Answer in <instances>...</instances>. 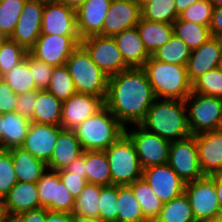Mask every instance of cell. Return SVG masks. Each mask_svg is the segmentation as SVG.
Segmentation results:
<instances>
[{"label":"cell","instance_id":"9a60e30c","mask_svg":"<svg viewBox=\"0 0 222 222\" xmlns=\"http://www.w3.org/2000/svg\"><path fill=\"white\" fill-rule=\"evenodd\" d=\"M41 34L79 35L76 11L57 0H46L42 13Z\"/></svg>","mask_w":222,"mask_h":222},{"label":"cell","instance_id":"f1b7e54d","mask_svg":"<svg viewBox=\"0 0 222 222\" xmlns=\"http://www.w3.org/2000/svg\"><path fill=\"white\" fill-rule=\"evenodd\" d=\"M85 170L88 183L112 185L110 165L105 151H85Z\"/></svg>","mask_w":222,"mask_h":222},{"label":"cell","instance_id":"4316f807","mask_svg":"<svg viewBox=\"0 0 222 222\" xmlns=\"http://www.w3.org/2000/svg\"><path fill=\"white\" fill-rule=\"evenodd\" d=\"M146 50L152 55L172 37L173 24L152 22L141 18L136 25Z\"/></svg>","mask_w":222,"mask_h":222},{"label":"cell","instance_id":"003e7915","mask_svg":"<svg viewBox=\"0 0 222 222\" xmlns=\"http://www.w3.org/2000/svg\"><path fill=\"white\" fill-rule=\"evenodd\" d=\"M7 37L0 31V44L3 43Z\"/></svg>","mask_w":222,"mask_h":222},{"label":"cell","instance_id":"44dd1931","mask_svg":"<svg viewBox=\"0 0 222 222\" xmlns=\"http://www.w3.org/2000/svg\"><path fill=\"white\" fill-rule=\"evenodd\" d=\"M112 0H86L77 10V31L80 39L101 35L102 26Z\"/></svg>","mask_w":222,"mask_h":222},{"label":"cell","instance_id":"680465c9","mask_svg":"<svg viewBox=\"0 0 222 222\" xmlns=\"http://www.w3.org/2000/svg\"><path fill=\"white\" fill-rule=\"evenodd\" d=\"M198 1L199 0H175L178 15L185 11L190 5Z\"/></svg>","mask_w":222,"mask_h":222},{"label":"cell","instance_id":"603a6c76","mask_svg":"<svg viewBox=\"0 0 222 222\" xmlns=\"http://www.w3.org/2000/svg\"><path fill=\"white\" fill-rule=\"evenodd\" d=\"M3 210L23 213L41 208L36 183L17 182L2 200Z\"/></svg>","mask_w":222,"mask_h":222},{"label":"cell","instance_id":"d6986e66","mask_svg":"<svg viewBox=\"0 0 222 222\" xmlns=\"http://www.w3.org/2000/svg\"><path fill=\"white\" fill-rule=\"evenodd\" d=\"M222 57V39L210 37L200 47L192 50L186 70L189 82L192 84L198 77L209 70L219 67Z\"/></svg>","mask_w":222,"mask_h":222},{"label":"cell","instance_id":"bcb514c9","mask_svg":"<svg viewBox=\"0 0 222 222\" xmlns=\"http://www.w3.org/2000/svg\"><path fill=\"white\" fill-rule=\"evenodd\" d=\"M56 171L47 169L42 177L37 181L36 186L42 208H48L55 199L56 185L59 181Z\"/></svg>","mask_w":222,"mask_h":222},{"label":"cell","instance_id":"c3c4849f","mask_svg":"<svg viewBox=\"0 0 222 222\" xmlns=\"http://www.w3.org/2000/svg\"><path fill=\"white\" fill-rule=\"evenodd\" d=\"M59 179L64 183L70 194L76 199L83 188L87 185V179L83 178V174H76L66 171L64 168L56 171Z\"/></svg>","mask_w":222,"mask_h":222},{"label":"cell","instance_id":"a7ac6f4b","mask_svg":"<svg viewBox=\"0 0 222 222\" xmlns=\"http://www.w3.org/2000/svg\"><path fill=\"white\" fill-rule=\"evenodd\" d=\"M3 205H2V200H0V217H1V214L3 213Z\"/></svg>","mask_w":222,"mask_h":222},{"label":"cell","instance_id":"7a4b0ae2","mask_svg":"<svg viewBox=\"0 0 222 222\" xmlns=\"http://www.w3.org/2000/svg\"><path fill=\"white\" fill-rule=\"evenodd\" d=\"M139 125L170 142L191 135L184 100L156 98Z\"/></svg>","mask_w":222,"mask_h":222},{"label":"cell","instance_id":"8fae6325","mask_svg":"<svg viewBox=\"0 0 222 222\" xmlns=\"http://www.w3.org/2000/svg\"><path fill=\"white\" fill-rule=\"evenodd\" d=\"M80 44L90 54L92 61L109 77L129 68L111 36H90L82 39Z\"/></svg>","mask_w":222,"mask_h":222},{"label":"cell","instance_id":"2e32d148","mask_svg":"<svg viewBox=\"0 0 222 222\" xmlns=\"http://www.w3.org/2000/svg\"><path fill=\"white\" fill-rule=\"evenodd\" d=\"M141 8L134 0H112L103 21L102 36H111L136 27Z\"/></svg>","mask_w":222,"mask_h":222},{"label":"cell","instance_id":"7c38bea8","mask_svg":"<svg viewBox=\"0 0 222 222\" xmlns=\"http://www.w3.org/2000/svg\"><path fill=\"white\" fill-rule=\"evenodd\" d=\"M80 43L79 35L41 34L28 52L46 64L60 66Z\"/></svg>","mask_w":222,"mask_h":222},{"label":"cell","instance_id":"74e56055","mask_svg":"<svg viewBox=\"0 0 222 222\" xmlns=\"http://www.w3.org/2000/svg\"><path fill=\"white\" fill-rule=\"evenodd\" d=\"M46 90L62 102L76 93L73 79L65 64L54 66L51 81Z\"/></svg>","mask_w":222,"mask_h":222},{"label":"cell","instance_id":"f546056e","mask_svg":"<svg viewBox=\"0 0 222 222\" xmlns=\"http://www.w3.org/2000/svg\"><path fill=\"white\" fill-rule=\"evenodd\" d=\"M128 186L132 189L136 199L138 200L143 211L144 218L148 222L155 221L162 209L163 202L153 192L150 185L141 178Z\"/></svg>","mask_w":222,"mask_h":222},{"label":"cell","instance_id":"b9f144b4","mask_svg":"<svg viewBox=\"0 0 222 222\" xmlns=\"http://www.w3.org/2000/svg\"><path fill=\"white\" fill-rule=\"evenodd\" d=\"M118 185L102 186L99 196V220L117 222Z\"/></svg>","mask_w":222,"mask_h":222},{"label":"cell","instance_id":"4fadbf2b","mask_svg":"<svg viewBox=\"0 0 222 222\" xmlns=\"http://www.w3.org/2000/svg\"><path fill=\"white\" fill-rule=\"evenodd\" d=\"M46 0H26L14 29L12 40L27 51L36 43L41 35L42 13Z\"/></svg>","mask_w":222,"mask_h":222},{"label":"cell","instance_id":"cb8c5ba5","mask_svg":"<svg viewBox=\"0 0 222 222\" xmlns=\"http://www.w3.org/2000/svg\"><path fill=\"white\" fill-rule=\"evenodd\" d=\"M83 148L73 130L62 129L59 132L55 148L47 168L57 171L83 154Z\"/></svg>","mask_w":222,"mask_h":222},{"label":"cell","instance_id":"f6af8a7d","mask_svg":"<svg viewBox=\"0 0 222 222\" xmlns=\"http://www.w3.org/2000/svg\"><path fill=\"white\" fill-rule=\"evenodd\" d=\"M214 6L209 0H199L190 5L179 17L204 26H209L213 14Z\"/></svg>","mask_w":222,"mask_h":222},{"label":"cell","instance_id":"be15d7a7","mask_svg":"<svg viewBox=\"0 0 222 222\" xmlns=\"http://www.w3.org/2000/svg\"><path fill=\"white\" fill-rule=\"evenodd\" d=\"M140 8H142L144 5H146L149 2H152L153 0H134Z\"/></svg>","mask_w":222,"mask_h":222},{"label":"cell","instance_id":"89a4df30","mask_svg":"<svg viewBox=\"0 0 222 222\" xmlns=\"http://www.w3.org/2000/svg\"><path fill=\"white\" fill-rule=\"evenodd\" d=\"M220 71L222 72V57H221V60H220V64H219V67Z\"/></svg>","mask_w":222,"mask_h":222},{"label":"cell","instance_id":"7402d4cb","mask_svg":"<svg viewBox=\"0 0 222 222\" xmlns=\"http://www.w3.org/2000/svg\"><path fill=\"white\" fill-rule=\"evenodd\" d=\"M129 68H143L151 56L146 50L137 27L127 29L113 36Z\"/></svg>","mask_w":222,"mask_h":222},{"label":"cell","instance_id":"9c48e42d","mask_svg":"<svg viewBox=\"0 0 222 222\" xmlns=\"http://www.w3.org/2000/svg\"><path fill=\"white\" fill-rule=\"evenodd\" d=\"M185 193L196 222H211L220 213L214 175L186 183Z\"/></svg>","mask_w":222,"mask_h":222},{"label":"cell","instance_id":"8d00e7d4","mask_svg":"<svg viewBox=\"0 0 222 222\" xmlns=\"http://www.w3.org/2000/svg\"><path fill=\"white\" fill-rule=\"evenodd\" d=\"M2 79L8 83L17 95L38 90L29 71L28 62L25 59L4 74Z\"/></svg>","mask_w":222,"mask_h":222},{"label":"cell","instance_id":"f907efd6","mask_svg":"<svg viewBox=\"0 0 222 222\" xmlns=\"http://www.w3.org/2000/svg\"><path fill=\"white\" fill-rule=\"evenodd\" d=\"M18 95L4 79H0V113H12L15 111Z\"/></svg>","mask_w":222,"mask_h":222},{"label":"cell","instance_id":"4dcf8cb0","mask_svg":"<svg viewBox=\"0 0 222 222\" xmlns=\"http://www.w3.org/2000/svg\"><path fill=\"white\" fill-rule=\"evenodd\" d=\"M173 33L182 39L191 51L200 47L211 37L209 26L182 20L180 17L173 23Z\"/></svg>","mask_w":222,"mask_h":222},{"label":"cell","instance_id":"ba28073f","mask_svg":"<svg viewBox=\"0 0 222 222\" xmlns=\"http://www.w3.org/2000/svg\"><path fill=\"white\" fill-rule=\"evenodd\" d=\"M130 129L126 127L125 133L134 143L142 169L168 164L170 141L147 131L140 125H130Z\"/></svg>","mask_w":222,"mask_h":222},{"label":"cell","instance_id":"e575fe53","mask_svg":"<svg viewBox=\"0 0 222 222\" xmlns=\"http://www.w3.org/2000/svg\"><path fill=\"white\" fill-rule=\"evenodd\" d=\"M102 185L87 183L75 199L73 213L99 220V196Z\"/></svg>","mask_w":222,"mask_h":222},{"label":"cell","instance_id":"f5cc1de1","mask_svg":"<svg viewBox=\"0 0 222 222\" xmlns=\"http://www.w3.org/2000/svg\"><path fill=\"white\" fill-rule=\"evenodd\" d=\"M64 169L76 174H83V178L87 179V173L85 170V151H83V154L78 156L75 160L71 161L66 167H64Z\"/></svg>","mask_w":222,"mask_h":222},{"label":"cell","instance_id":"836d02e7","mask_svg":"<svg viewBox=\"0 0 222 222\" xmlns=\"http://www.w3.org/2000/svg\"><path fill=\"white\" fill-rule=\"evenodd\" d=\"M191 50L187 44L175 34L170 40L156 50L151 56L159 61L186 66Z\"/></svg>","mask_w":222,"mask_h":222},{"label":"cell","instance_id":"681fc988","mask_svg":"<svg viewBox=\"0 0 222 222\" xmlns=\"http://www.w3.org/2000/svg\"><path fill=\"white\" fill-rule=\"evenodd\" d=\"M36 100L37 90L18 95L14 112L32 121Z\"/></svg>","mask_w":222,"mask_h":222},{"label":"cell","instance_id":"8992f818","mask_svg":"<svg viewBox=\"0 0 222 222\" xmlns=\"http://www.w3.org/2000/svg\"><path fill=\"white\" fill-rule=\"evenodd\" d=\"M105 153L110 165L112 185H130L142 178L143 169L134 143L126 133L111 144Z\"/></svg>","mask_w":222,"mask_h":222},{"label":"cell","instance_id":"11a10c76","mask_svg":"<svg viewBox=\"0 0 222 222\" xmlns=\"http://www.w3.org/2000/svg\"><path fill=\"white\" fill-rule=\"evenodd\" d=\"M71 213L50 211L46 208V221L45 222H70Z\"/></svg>","mask_w":222,"mask_h":222},{"label":"cell","instance_id":"277c9868","mask_svg":"<svg viewBox=\"0 0 222 222\" xmlns=\"http://www.w3.org/2000/svg\"><path fill=\"white\" fill-rule=\"evenodd\" d=\"M73 131L84 151H105L125 133V127L104 105Z\"/></svg>","mask_w":222,"mask_h":222},{"label":"cell","instance_id":"816d5d0a","mask_svg":"<svg viewBox=\"0 0 222 222\" xmlns=\"http://www.w3.org/2000/svg\"><path fill=\"white\" fill-rule=\"evenodd\" d=\"M209 29L212 37L222 39V7L213 9Z\"/></svg>","mask_w":222,"mask_h":222},{"label":"cell","instance_id":"7dc6e473","mask_svg":"<svg viewBox=\"0 0 222 222\" xmlns=\"http://www.w3.org/2000/svg\"><path fill=\"white\" fill-rule=\"evenodd\" d=\"M75 205V198L67 190L64 183L59 180L56 185L55 199L47 208L50 211L72 213Z\"/></svg>","mask_w":222,"mask_h":222},{"label":"cell","instance_id":"6f0895ef","mask_svg":"<svg viewBox=\"0 0 222 222\" xmlns=\"http://www.w3.org/2000/svg\"><path fill=\"white\" fill-rule=\"evenodd\" d=\"M0 222H22L21 214L3 211Z\"/></svg>","mask_w":222,"mask_h":222},{"label":"cell","instance_id":"484cf974","mask_svg":"<svg viewBox=\"0 0 222 222\" xmlns=\"http://www.w3.org/2000/svg\"><path fill=\"white\" fill-rule=\"evenodd\" d=\"M63 102L47 90H37L32 122L61 126Z\"/></svg>","mask_w":222,"mask_h":222},{"label":"cell","instance_id":"6125c7cd","mask_svg":"<svg viewBox=\"0 0 222 222\" xmlns=\"http://www.w3.org/2000/svg\"><path fill=\"white\" fill-rule=\"evenodd\" d=\"M3 114L0 113V149H3Z\"/></svg>","mask_w":222,"mask_h":222},{"label":"cell","instance_id":"9f6ffc18","mask_svg":"<svg viewBox=\"0 0 222 222\" xmlns=\"http://www.w3.org/2000/svg\"><path fill=\"white\" fill-rule=\"evenodd\" d=\"M214 183H215V189L217 192L220 212H222V173L214 175Z\"/></svg>","mask_w":222,"mask_h":222},{"label":"cell","instance_id":"60d3db41","mask_svg":"<svg viewBox=\"0 0 222 222\" xmlns=\"http://www.w3.org/2000/svg\"><path fill=\"white\" fill-rule=\"evenodd\" d=\"M192 92L222 98V72L215 68L202 74L192 83Z\"/></svg>","mask_w":222,"mask_h":222},{"label":"cell","instance_id":"6da1fadb","mask_svg":"<svg viewBox=\"0 0 222 222\" xmlns=\"http://www.w3.org/2000/svg\"><path fill=\"white\" fill-rule=\"evenodd\" d=\"M143 68H128L108 79L105 106L126 128L139 125L155 100Z\"/></svg>","mask_w":222,"mask_h":222},{"label":"cell","instance_id":"ac0fdd59","mask_svg":"<svg viewBox=\"0 0 222 222\" xmlns=\"http://www.w3.org/2000/svg\"><path fill=\"white\" fill-rule=\"evenodd\" d=\"M62 129V126L31 122L21 148L47 164L52 157L59 132Z\"/></svg>","mask_w":222,"mask_h":222},{"label":"cell","instance_id":"f35d334b","mask_svg":"<svg viewBox=\"0 0 222 222\" xmlns=\"http://www.w3.org/2000/svg\"><path fill=\"white\" fill-rule=\"evenodd\" d=\"M26 0H0V31L10 38Z\"/></svg>","mask_w":222,"mask_h":222},{"label":"cell","instance_id":"db71d44e","mask_svg":"<svg viewBox=\"0 0 222 222\" xmlns=\"http://www.w3.org/2000/svg\"><path fill=\"white\" fill-rule=\"evenodd\" d=\"M21 214L22 222H45L46 208H39L35 210L26 211Z\"/></svg>","mask_w":222,"mask_h":222},{"label":"cell","instance_id":"30bf717a","mask_svg":"<svg viewBox=\"0 0 222 222\" xmlns=\"http://www.w3.org/2000/svg\"><path fill=\"white\" fill-rule=\"evenodd\" d=\"M168 165L185 183L205 176L199 165L195 135L171 142Z\"/></svg>","mask_w":222,"mask_h":222},{"label":"cell","instance_id":"d590c367","mask_svg":"<svg viewBox=\"0 0 222 222\" xmlns=\"http://www.w3.org/2000/svg\"><path fill=\"white\" fill-rule=\"evenodd\" d=\"M178 17L175 0H153L141 8V18L152 22L173 24Z\"/></svg>","mask_w":222,"mask_h":222},{"label":"cell","instance_id":"5b68a950","mask_svg":"<svg viewBox=\"0 0 222 222\" xmlns=\"http://www.w3.org/2000/svg\"><path fill=\"white\" fill-rule=\"evenodd\" d=\"M65 65L73 79L76 93L94 95L105 102L109 76L92 61L81 44L71 53Z\"/></svg>","mask_w":222,"mask_h":222},{"label":"cell","instance_id":"7bdbcfd3","mask_svg":"<svg viewBox=\"0 0 222 222\" xmlns=\"http://www.w3.org/2000/svg\"><path fill=\"white\" fill-rule=\"evenodd\" d=\"M17 182L10 151L0 149V200H3Z\"/></svg>","mask_w":222,"mask_h":222},{"label":"cell","instance_id":"ee69618b","mask_svg":"<svg viewBox=\"0 0 222 222\" xmlns=\"http://www.w3.org/2000/svg\"><path fill=\"white\" fill-rule=\"evenodd\" d=\"M25 60L28 62L29 71L38 90H46L50 84L54 66L46 64L29 52L27 53Z\"/></svg>","mask_w":222,"mask_h":222},{"label":"cell","instance_id":"ab89813d","mask_svg":"<svg viewBox=\"0 0 222 222\" xmlns=\"http://www.w3.org/2000/svg\"><path fill=\"white\" fill-rule=\"evenodd\" d=\"M28 51L11 38L0 44V74L3 76L22 62Z\"/></svg>","mask_w":222,"mask_h":222},{"label":"cell","instance_id":"91938a15","mask_svg":"<svg viewBox=\"0 0 222 222\" xmlns=\"http://www.w3.org/2000/svg\"><path fill=\"white\" fill-rule=\"evenodd\" d=\"M57 1L62 4H65L67 7H70L76 11L86 0H57Z\"/></svg>","mask_w":222,"mask_h":222},{"label":"cell","instance_id":"5bb4252c","mask_svg":"<svg viewBox=\"0 0 222 222\" xmlns=\"http://www.w3.org/2000/svg\"><path fill=\"white\" fill-rule=\"evenodd\" d=\"M142 178L163 203L169 202L185 192L186 183L168 164L143 169Z\"/></svg>","mask_w":222,"mask_h":222},{"label":"cell","instance_id":"03108f58","mask_svg":"<svg viewBox=\"0 0 222 222\" xmlns=\"http://www.w3.org/2000/svg\"><path fill=\"white\" fill-rule=\"evenodd\" d=\"M211 222H222V212H220Z\"/></svg>","mask_w":222,"mask_h":222},{"label":"cell","instance_id":"d4e9b609","mask_svg":"<svg viewBox=\"0 0 222 222\" xmlns=\"http://www.w3.org/2000/svg\"><path fill=\"white\" fill-rule=\"evenodd\" d=\"M15 169V174L19 182L37 183L46 172L47 164L35 158L31 153L20 148L9 150Z\"/></svg>","mask_w":222,"mask_h":222},{"label":"cell","instance_id":"e0dca14e","mask_svg":"<svg viewBox=\"0 0 222 222\" xmlns=\"http://www.w3.org/2000/svg\"><path fill=\"white\" fill-rule=\"evenodd\" d=\"M104 105L105 103L100 97L75 93L63 102L61 116L62 128L67 130L75 129Z\"/></svg>","mask_w":222,"mask_h":222},{"label":"cell","instance_id":"ffe728a7","mask_svg":"<svg viewBox=\"0 0 222 222\" xmlns=\"http://www.w3.org/2000/svg\"><path fill=\"white\" fill-rule=\"evenodd\" d=\"M199 165L205 176L222 173V129L195 135Z\"/></svg>","mask_w":222,"mask_h":222},{"label":"cell","instance_id":"e7e4bbea","mask_svg":"<svg viewBox=\"0 0 222 222\" xmlns=\"http://www.w3.org/2000/svg\"><path fill=\"white\" fill-rule=\"evenodd\" d=\"M212 5L214 6V8L216 7H222V0H209Z\"/></svg>","mask_w":222,"mask_h":222},{"label":"cell","instance_id":"3957f363","mask_svg":"<svg viewBox=\"0 0 222 222\" xmlns=\"http://www.w3.org/2000/svg\"><path fill=\"white\" fill-rule=\"evenodd\" d=\"M143 69L157 99L185 100L192 92L186 66L162 62L150 56Z\"/></svg>","mask_w":222,"mask_h":222},{"label":"cell","instance_id":"52a82bcc","mask_svg":"<svg viewBox=\"0 0 222 222\" xmlns=\"http://www.w3.org/2000/svg\"><path fill=\"white\" fill-rule=\"evenodd\" d=\"M184 102L191 135L222 129V98L191 92Z\"/></svg>","mask_w":222,"mask_h":222},{"label":"cell","instance_id":"1f68e13d","mask_svg":"<svg viewBox=\"0 0 222 222\" xmlns=\"http://www.w3.org/2000/svg\"><path fill=\"white\" fill-rule=\"evenodd\" d=\"M117 222H148L132 189L128 185H118Z\"/></svg>","mask_w":222,"mask_h":222},{"label":"cell","instance_id":"83f0119b","mask_svg":"<svg viewBox=\"0 0 222 222\" xmlns=\"http://www.w3.org/2000/svg\"><path fill=\"white\" fill-rule=\"evenodd\" d=\"M31 120L15 112L3 114V149L20 148L28 134Z\"/></svg>","mask_w":222,"mask_h":222},{"label":"cell","instance_id":"d6a6232c","mask_svg":"<svg viewBox=\"0 0 222 222\" xmlns=\"http://www.w3.org/2000/svg\"><path fill=\"white\" fill-rule=\"evenodd\" d=\"M154 222H196L186 193L184 192L173 200L163 203Z\"/></svg>","mask_w":222,"mask_h":222},{"label":"cell","instance_id":"94428289","mask_svg":"<svg viewBox=\"0 0 222 222\" xmlns=\"http://www.w3.org/2000/svg\"><path fill=\"white\" fill-rule=\"evenodd\" d=\"M70 222H101L98 219L86 217V216H80L75 213H71V221Z\"/></svg>","mask_w":222,"mask_h":222}]
</instances>
